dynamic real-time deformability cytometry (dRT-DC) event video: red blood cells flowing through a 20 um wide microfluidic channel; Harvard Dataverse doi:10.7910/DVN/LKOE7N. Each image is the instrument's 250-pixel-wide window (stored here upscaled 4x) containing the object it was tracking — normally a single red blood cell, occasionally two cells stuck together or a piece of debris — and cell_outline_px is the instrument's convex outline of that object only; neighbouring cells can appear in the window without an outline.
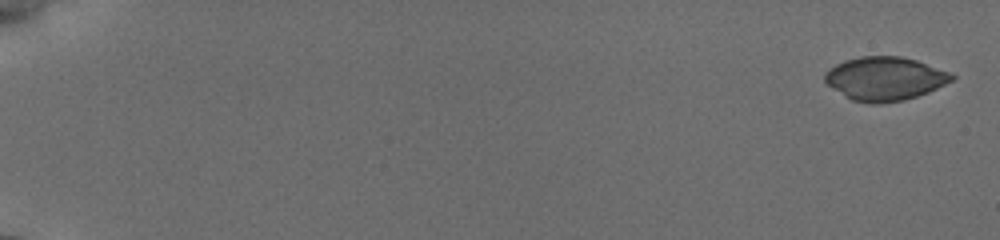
{"species": "common noctule bat (a hibernating species)", "species_latin": "Nyctalus noctula", "temperature_condition": "cold", "stored_images_in_passage": 54, "camera_frame_rate_fps": 3000, "um_per_image_px": 0.085, "animal": {"sex": "female", "body_mass_g": 19.5, "forearm_length_mm": 54.1}, "frame": {"image": 1, "passage_image": 1, "time_ms": 0.0, "image_size_px": [1000, 240], "cell_outline_px": [[956, 76], [952, 80], [928, 92], [904, 100], [880, 104], [872, 104], [852, 100], [844, 96], [832, 88], [824, 80], [824, 72], [828, 68], [844, 60], [860, 56], [900, 56], [916, 60], [948, 72]], "centroid_in_image_um": [75.16, 6.68], "position_along_channel_um": 9.8, "area_um2": 32.19}}
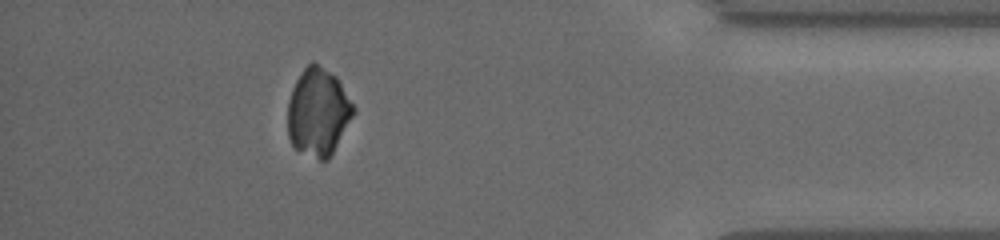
{"frame": {"image": 2, "passage_image": 47, "time_ms": 16.333, "image_size_px": [1000, 240], "cell_outline_px": [[356, 112], [328, 160], [320, 160], [296, 148], [292, 144], [288, 136], [288, 100], [292, 88], [296, 80], [304, 68], [312, 60], [336, 76], [356, 108]], "centroid_in_image_um": [27.05, 9.51], "position_along_channel_um": 408.1, "area_um2": 33.52}}